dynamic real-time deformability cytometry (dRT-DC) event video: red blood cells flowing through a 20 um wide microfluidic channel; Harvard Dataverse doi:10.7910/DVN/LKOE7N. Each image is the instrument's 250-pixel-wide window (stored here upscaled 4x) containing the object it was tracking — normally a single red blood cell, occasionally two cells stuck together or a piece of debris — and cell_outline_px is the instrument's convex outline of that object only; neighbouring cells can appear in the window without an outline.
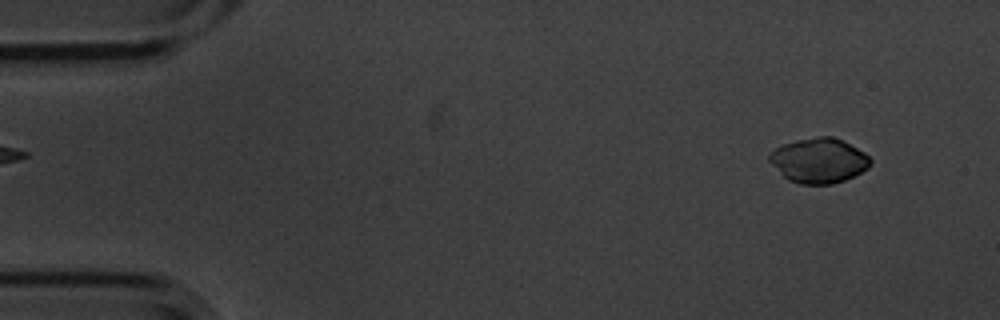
{"species": "common noctule bat (a hibernating species)", "species_latin": "Nyctalus noctula", "temperature_condition": "cold", "stored_images_in_passage": 2, "camera_frame_rate_fps": 3000, "um_per_image_px": 0.085, "animal": {"sex": "male", "body_mass_g": 20.1, "forearm_length_mm": 53.5}, "frame": {"image": 1, "passage_image": 2, "time_ms": 0.333, "image_size_px": [1000, 320], "cell_outline_px": [[872, 164], [868, 168], [844, 180], [832, 184], [800, 184], [788, 180], [768, 160], [768, 156], [776, 148], [784, 144], [796, 140], [816, 136], [832, 136], [864, 152], [872, 160]], "centroid_in_image_um": [69.6, 13.65], "position_along_channel_um": 15.4, "area_um2": 26.13}}